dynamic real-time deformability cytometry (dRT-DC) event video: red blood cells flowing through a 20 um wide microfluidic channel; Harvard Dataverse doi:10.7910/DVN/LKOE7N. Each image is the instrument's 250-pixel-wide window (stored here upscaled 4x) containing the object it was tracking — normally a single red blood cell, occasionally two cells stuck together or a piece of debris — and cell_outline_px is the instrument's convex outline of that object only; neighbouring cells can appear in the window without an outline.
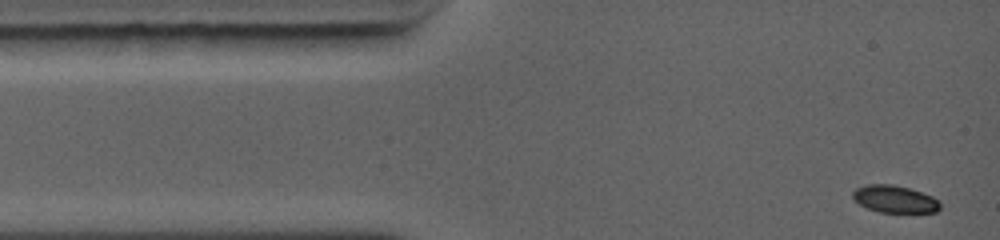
{"species": "common noctule bat (a hibernating species)", "species_latin": "Nyctalus noctula", "temperature_condition": "warm", "stored_images_in_passage": 51, "camera_frame_rate_fps": 5000, "um_per_image_px": 0.085, "animal": {"sex": "female", "body_mass_g": 19.0, "forearm_length_mm": 56.7}, "frame": {"image": 1, "passage_image": 1, "time_ms": 0.0, "image_size_px": [1000, 240], "cell_outline_px": [[940, 208], [936, 212], [880, 212], [868, 208], [860, 204], [852, 196], [852, 192], [856, 188], [868, 184], [892, 184], [908, 188], [932, 196], [940, 200]], "centroid_in_image_um": [76.06, 16.92], "position_along_channel_um": 8.9, "area_um2": 13.76}}
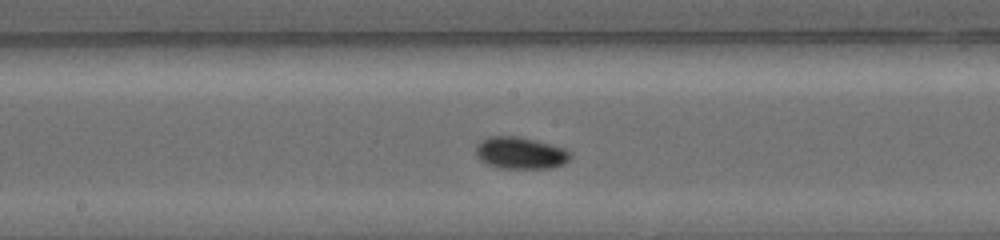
{"frame": {"image": 2, "passage_image": 27, "time_ms": 5.8, "image_size_px": [1000, 240], "cell_outline_px": [[572, 156], [564, 164], [552, 168], [500, 168], [484, 164], [476, 156], [476, 144], [480, 140], [488, 136], [520, 136], [568, 148], [572, 152]], "centroid_in_image_um": [44.25, 12.99], "position_along_channel_um": 204.0, "area_um2": 18.09}}
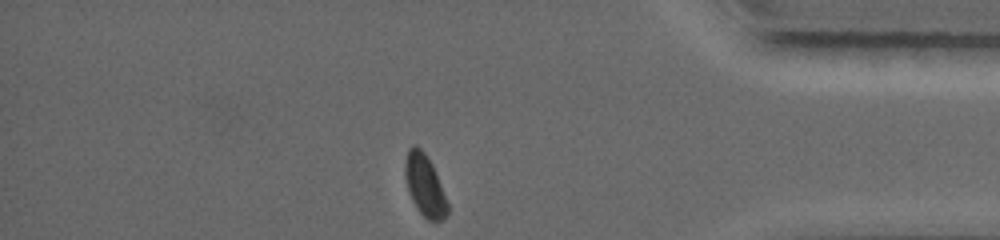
{"frame": {"image": 3, "passage_image": 51, "time_ms": 10.8, "image_size_px": [1000, 240], "cell_outline_px": [[448, 212], [440, 220], [428, 220], [416, 208], [412, 200], [408, 188], [404, 172], [404, 164], [408, 148], [412, 144], [416, 144], [424, 152], [432, 164], [448, 204]], "centroid_in_image_um": [36.07, 15.71], "position_along_channel_um": 399.1, "area_um2": 14.97}, "authors_computed_cell_mechanics": {"area_um2": 16.7042, "velocity_mm_per_s": 4.4578, "shape_relaxation_time_tau1_ms": 2.9751, "shape_relaxation_time_tau2_ms": 2.7069, "deformation_change_tau1": 0.1198, "deformation_change_tau2": 0.0377}}